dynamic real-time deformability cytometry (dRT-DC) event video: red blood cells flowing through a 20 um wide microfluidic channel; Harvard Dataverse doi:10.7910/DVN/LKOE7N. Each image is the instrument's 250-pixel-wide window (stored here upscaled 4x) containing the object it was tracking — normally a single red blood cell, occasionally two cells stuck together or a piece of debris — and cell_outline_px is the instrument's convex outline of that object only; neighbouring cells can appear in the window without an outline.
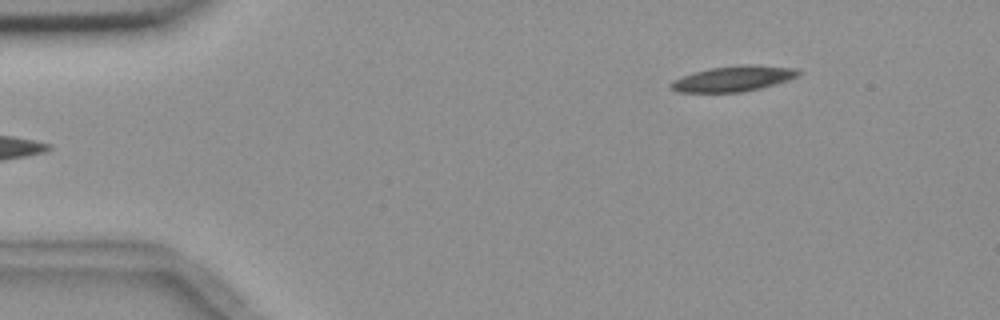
{"species": "common noctule bat (a hibernating species)", "species_latin": "Nyctalus noctula", "temperature_condition": "room temperature", "stored_images_in_passage": 6, "camera_frame_rate_fps": 3000, "um_per_image_px": 0.085, "animal": {"sex": "female", "body_mass_g": 18.4}, "frame": {"image": 1, "passage_image": 6, "time_ms": 5.667, "image_size_px": [1000, 320], "cell_outline_px": [[804, 72], [800, 76], [776, 84], [744, 92], [676, 92], [668, 84], [672, 80], [696, 72], [712, 68], [752, 64], [756, 64], [796, 68]], "centroid_in_image_um": [62.41, 6.69], "position_along_channel_um": 22.6, "area_um2": 18.96}}